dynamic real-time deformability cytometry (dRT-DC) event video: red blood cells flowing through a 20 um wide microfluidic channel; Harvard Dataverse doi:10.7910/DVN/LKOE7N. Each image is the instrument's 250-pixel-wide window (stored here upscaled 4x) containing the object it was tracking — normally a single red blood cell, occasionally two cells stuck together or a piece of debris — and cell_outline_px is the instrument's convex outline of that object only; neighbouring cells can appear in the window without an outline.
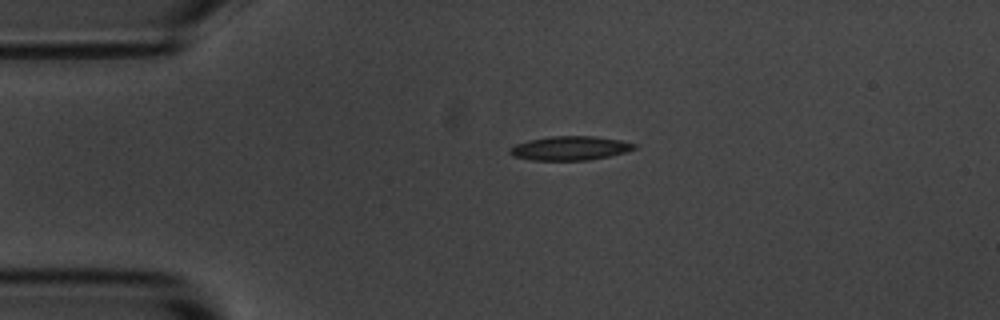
{"species": "common noctule bat (a hibernating species)", "species_latin": "Nyctalus noctula", "temperature_condition": "room temperature", "stored_images_in_passage": 1, "camera_frame_rate_fps": 3000, "um_per_image_px": 0.085, "animal": {"sex": "male", "body_mass_g": 20.1, "forearm_length_mm": 53.5}, "frame": {"image": 1, "passage_image": 1, "time_ms": 0.0, "image_size_px": [1000, 320], "cell_outline_px": [[636, 148], [624, 152], [608, 156], [588, 160], [532, 160], [512, 156], [508, 152], [508, 148], [516, 144], [528, 140], [552, 136], [592, 136], [620, 140], [636, 144]], "centroid_in_image_um": [48.4, 12.59], "position_along_channel_um": 36.6, "area_um2": 17.34}}